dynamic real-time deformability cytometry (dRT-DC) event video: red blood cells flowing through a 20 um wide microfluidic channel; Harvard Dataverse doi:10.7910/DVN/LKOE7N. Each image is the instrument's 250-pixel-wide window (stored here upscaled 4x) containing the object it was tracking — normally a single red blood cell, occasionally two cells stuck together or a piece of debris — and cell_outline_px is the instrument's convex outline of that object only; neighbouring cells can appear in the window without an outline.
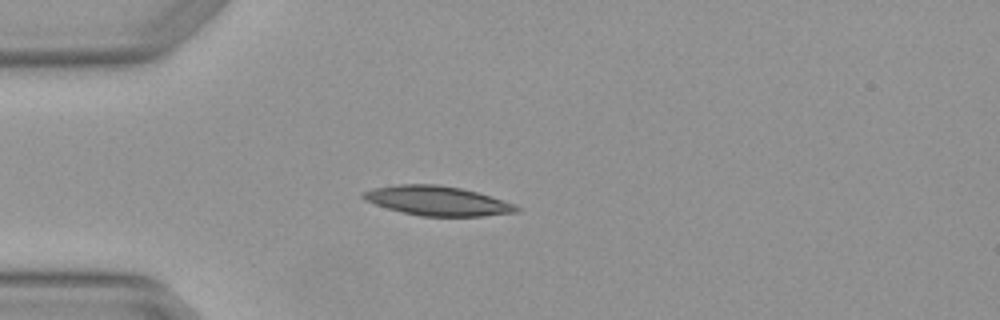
{"species": "Egyptian fruit bat (a non-hibernating species)", "species_latin": "Rousettus aegyptiacus", "temperature_condition": "warm", "stored_images_in_passage": 3, "camera_frame_rate_fps": 3000, "um_per_image_px": 0.085, "animal": {"sex": "female"}, "frame": {"image": 1, "passage_image": 2, "time_ms": 0.333, "image_size_px": [1000, 320], "cell_outline_px": [[520, 212], [484, 216], [420, 216], [388, 208], [364, 200], [360, 196], [360, 192], [372, 188], [396, 184], [440, 184], [460, 188], [476, 192], [516, 204], [520, 208]], "centroid_in_image_um": [37.17, 17.06], "position_along_channel_um": 47.8, "area_um2": 26.41}}